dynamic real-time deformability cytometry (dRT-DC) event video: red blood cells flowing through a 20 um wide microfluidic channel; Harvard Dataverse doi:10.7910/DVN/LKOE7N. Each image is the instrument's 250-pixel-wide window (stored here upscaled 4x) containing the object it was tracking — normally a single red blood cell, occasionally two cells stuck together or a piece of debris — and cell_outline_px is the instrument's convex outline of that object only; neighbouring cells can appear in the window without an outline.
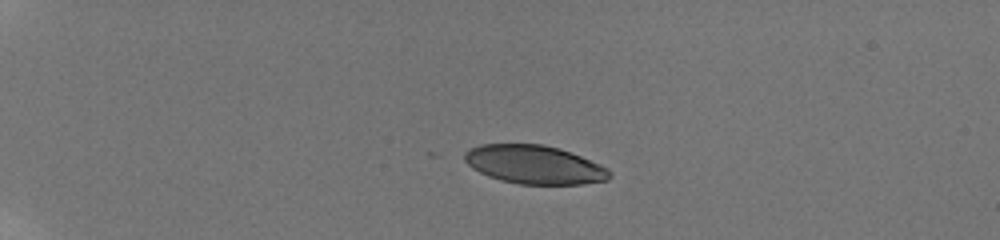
{"species": "human", "species_latin": "Homo sapiens", "temperature_condition": "room temperature", "stored_images_in_passage": 8, "camera_frame_rate_fps": 3000, "um_per_image_px": 0.085, "donor": {"sex": "male"}, "frame": {"image": 1, "passage_image": 1, "time_ms": 0.0, "image_size_px": [1000, 240], "cell_outline_px": [[612, 176], [608, 180], [584, 184], [520, 184], [500, 180], [488, 176], [472, 168], [464, 160], [464, 152], [468, 148], [480, 144], [544, 144], [560, 148], [600, 164], [608, 168], [612, 172]], "centroid_in_image_um": [45.42, 13.99], "position_along_channel_um": 39.6, "area_um2": 32.83}}
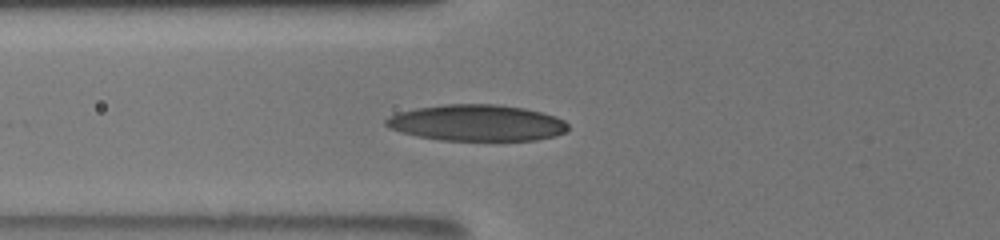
{"frame": {"image": 2, "passage_image": 6, "time_ms": 3.333, "image_size_px": [1000, 240], "cell_outline_px": [[568, 128], [564, 132], [556, 136], [536, 140], [440, 140], [416, 136], [400, 132], [388, 128], [384, 124], [384, 120], [388, 116], [400, 112], [416, 108], [444, 104], [500, 104], [524, 108], [556, 116], [564, 120], [568, 124]], "centroid_in_image_um": [40.51, 10.44], "position_along_channel_um": 85.3, "area_um2": 38.73}}
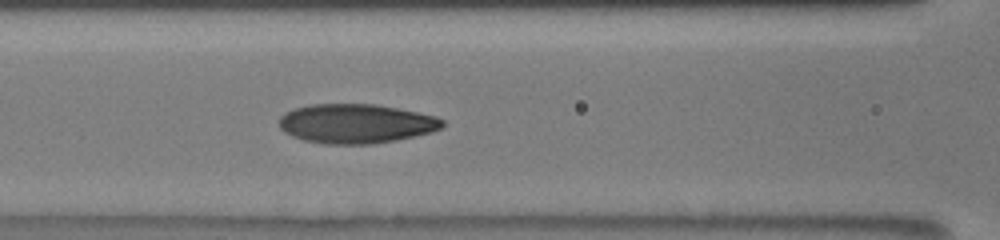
{"frame": {"image": 3, "passage_image": 8, "time_ms": 4.667, "image_size_px": [1000, 240], "cell_outline_px": [[444, 124], [440, 128], [432, 132], [396, 140], [372, 144], [324, 144], [304, 140], [292, 136], [284, 132], [280, 128], [280, 116], [284, 112], [296, 108], [312, 104], [376, 104], [436, 116], [444, 120]], "centroid_in_image_um": [30.25, 10.51], "position_along_channel_um": 136.4, "area_um2": 37.4}}